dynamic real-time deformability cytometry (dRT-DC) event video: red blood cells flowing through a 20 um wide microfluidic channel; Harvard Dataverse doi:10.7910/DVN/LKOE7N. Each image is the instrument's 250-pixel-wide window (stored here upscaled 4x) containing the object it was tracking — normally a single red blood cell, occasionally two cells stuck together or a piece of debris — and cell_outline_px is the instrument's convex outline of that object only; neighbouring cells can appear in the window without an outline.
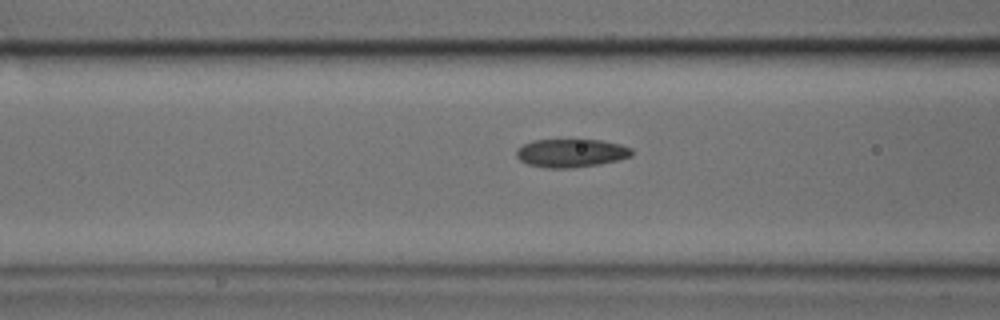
{"species": "common noctule bat (a hibernating species)", "species_latin": "Nyctalus noctula", "temperature_condition": "cold", "stored_images_in_passage": 14, "camera_frame_rate_fps": 3000, "um_per_image_px": 0.085, "animal": {"sex": "male", "body_mass_g": 17.9, "forearm_length_mm": 54.2}, "frame": {"image": 1, "passage_image": 12, "time_ms": 3.667, "image_size_px": [1000, 320], "cell_outline_px": [[632, 156], [600, 164], [572, 168], [544, 168], [528, 164], [520, 160], [516, 156], [516, 152], [524, 144], [532, 140], [600, 140], [620, 144], [632, 148]], "centroid_in_image_um": [48.55, 13.01], "position_along_channel_um": 118.1, "area_um2": 18.96}}